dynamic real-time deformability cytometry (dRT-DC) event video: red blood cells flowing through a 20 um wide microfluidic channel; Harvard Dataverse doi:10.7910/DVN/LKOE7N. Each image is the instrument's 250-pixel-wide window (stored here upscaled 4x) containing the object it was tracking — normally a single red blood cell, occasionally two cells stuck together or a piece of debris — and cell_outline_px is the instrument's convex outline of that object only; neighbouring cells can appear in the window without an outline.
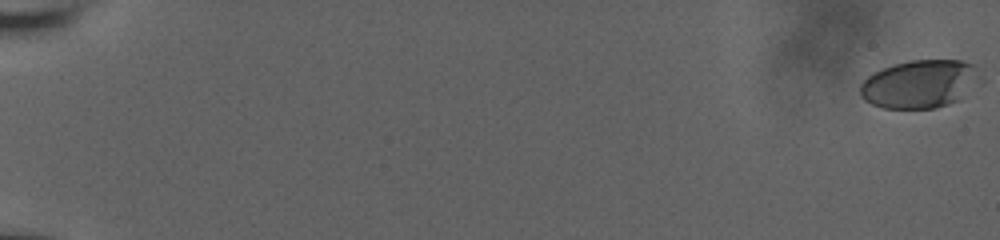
{"species": "human", "species_latin": "Homo sapiens", "temperature_condition": "room temperature", "stored_images_in_passage": 14, "camera_frame_rate_fps": 3000, "um_per_image_px": 0.085, "donor": {"sex": "male"}, "frame": {"image": 1, "passage_image": 1, "time_ms": 0.0, "image_size_px": [1000, 240], "cell_outline_px": [[984, 80], [960, 100], [936, 108], [884, 108], [872, 104], [864, 100], [860, 96], [860, 84], [868, 76], [884, 68], [896, 64], [912, 60], [960, 60], [976, 64]], "centroid_in_image_um": [78.28, 7.14], "position_along_channel_um": 6.7, "area_um2": 34.16}}
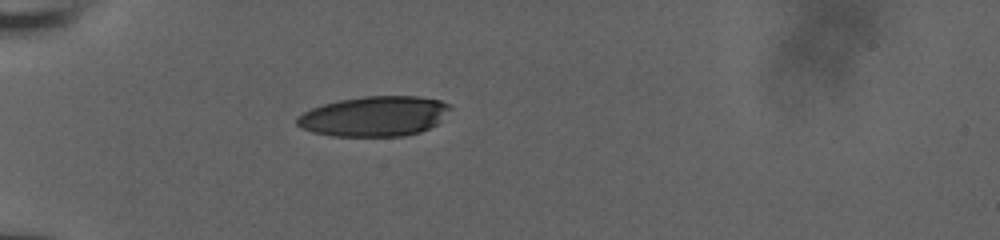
{"frame": {"image": 2, "passage_image": 10, "time_ms": 3.0, "image_size_px": [1000, 240], "cell_outline_px": [[452, 108], [436, 124], [420, 132], [404, 136], [332, 136], [312, 132], [300, 128], [296, 124], [296, 116], [312, 108], [324, 104], [340, 100], [364, 96], [420, 96], [440, 100], [452, 104]], "centroid_in_image_um": [31.82, 9.88], "position_along_channel_um": 53.2, "area_um2": 35.95}}
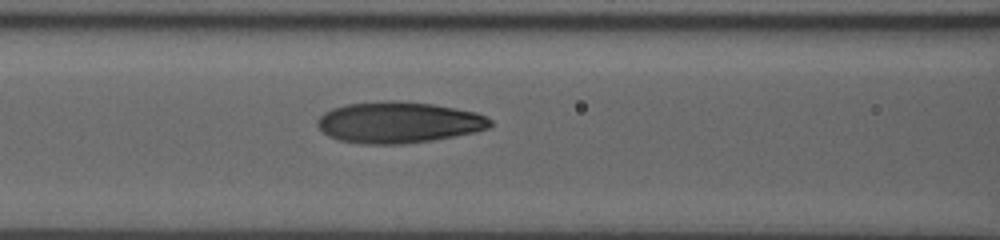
{"frame": {"image": 3, "passage_image": 14, "time_ms": 4.333, "image_size_px": [1000, 240], "cell_outline_px": [[492, 124], [488, 128], [472, 132], [432, 140], [400, 144], [364, 144], [340, 140], [328, 136], [316, 124], [316, 120], [324, 112], [332, 108], [348, 104], [392, 100], [432, 104], [476, 112], [492, 120]], "centroid_in_image_um": [33.85, 10.4], "position_along_channel_um": 132.8, "area_um2": 41.15}}